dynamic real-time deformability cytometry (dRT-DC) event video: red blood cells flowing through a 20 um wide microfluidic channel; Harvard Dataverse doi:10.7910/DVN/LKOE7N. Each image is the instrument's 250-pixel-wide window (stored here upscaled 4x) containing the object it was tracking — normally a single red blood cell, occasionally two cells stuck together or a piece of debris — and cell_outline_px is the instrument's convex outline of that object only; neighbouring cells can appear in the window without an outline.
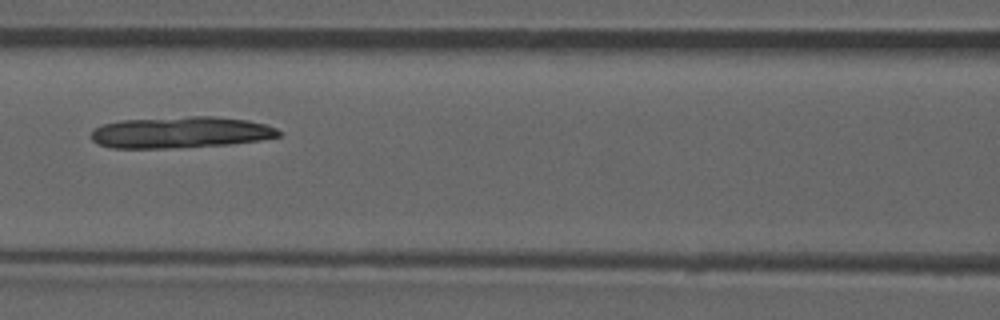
{"species": "common noctule bat (a hibernating species)", "species_latin": "Nyctalus noctula", "temperature_condition": "room temperature", "stored_images_in_passage": 52, "camera_frame_rate_fps": 3000, "um_per_image_px": 0.085, "animal": {"sex": "male", "forearm_length_mm": 52.5}, "frame": {"image": 1, "passage_image": 23, "time_ms": 7.333, "image_size_px": [1000, 320], "cell_outline_px": [[280, 136], [260, 140], [228, 144], [176, 148], [112, 148], [96, 144], [92, 140], [92, 128], [104, 124], [120, 120], [192, 116], [212, 116], [248, 120], [264, 124], [276, 128], [280, 132]], "centroid_in_image_um": [15.31, 11.25], "position_along_channel_um": 151.3, "area_um2": 34.39}}